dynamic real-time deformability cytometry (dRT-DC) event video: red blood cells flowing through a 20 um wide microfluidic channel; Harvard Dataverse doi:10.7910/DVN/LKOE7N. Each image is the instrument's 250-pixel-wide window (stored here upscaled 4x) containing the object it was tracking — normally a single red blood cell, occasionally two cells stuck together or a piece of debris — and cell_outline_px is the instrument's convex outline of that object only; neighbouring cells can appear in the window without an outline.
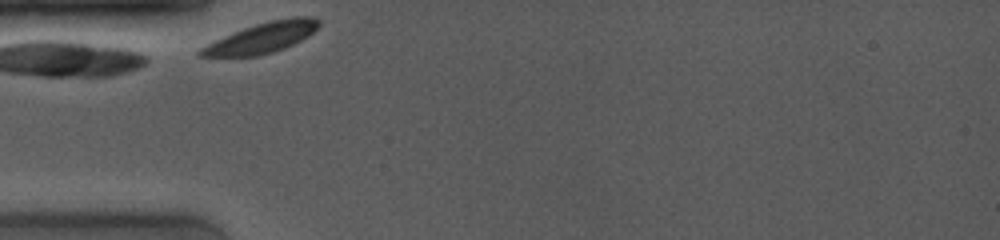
{"species": "common noctule bat (a hibernating species)", "species_latin": "Nyctalus noctula", "temperature_condition": "room temperature", "stored_images_in_passage": 11, "camera_frame_rate_fps": 4000, "um_per_image_px": 0.085, "animal": {"sex": "female", "body_mass_g": 19.0, "forearm_length_mm": 53.3}, "frame": {"image": 1, "passage_image": 1, "time_ms": 0.0, "image_size_px": [1000, 240], "cell_outline_px": [[320, 24], [308, 36], [284, 48], [272, 52], [256, 56], [196, 56], [196, 52], [200, 48], [224, 36], [244, 28], [268, 20], [292, 16], [308, 16], [320, 20]], "centroid_in_image_um": [22.26, 3.2], "position_along_channel_um": 62.7, "area_um2": 20.69}}